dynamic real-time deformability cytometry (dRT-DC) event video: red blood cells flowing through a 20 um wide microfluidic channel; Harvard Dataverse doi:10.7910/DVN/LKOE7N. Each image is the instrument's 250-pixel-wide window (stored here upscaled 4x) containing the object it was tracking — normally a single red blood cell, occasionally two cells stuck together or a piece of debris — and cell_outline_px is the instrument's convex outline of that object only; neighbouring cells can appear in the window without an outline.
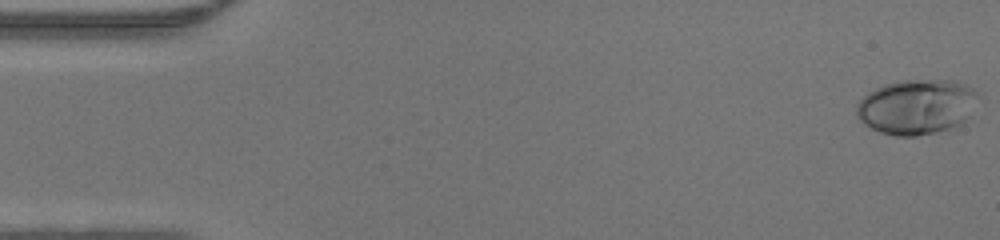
{"species": "human", "species_latin": "Homo sapiens", "temperature_condition": "warm", "stored_images_in_passage": 47, "camera_frame_rate_fps": 3000, "um_per_image_px": 0.085, "donor": {"sex": "male"}, "frame": {"image": 1, "passage_image": 1, "time_ms": 0.0, "image_size_px": [1000, 240], "cell_outline_px": [[984, 96], [972, 116], [960, 124], [936, 132], [916, 136], [896, 136], [880, 132], [864, 124], [856, 116], [856, 104], [868, 92], [884, 84], [900, 80], [952, 80], [964, 84], [980, 92]], "centroid_in_image_um": [78.0, 9.06], "position_along_channel_um": 7.0, "area_um2": 39.82}}
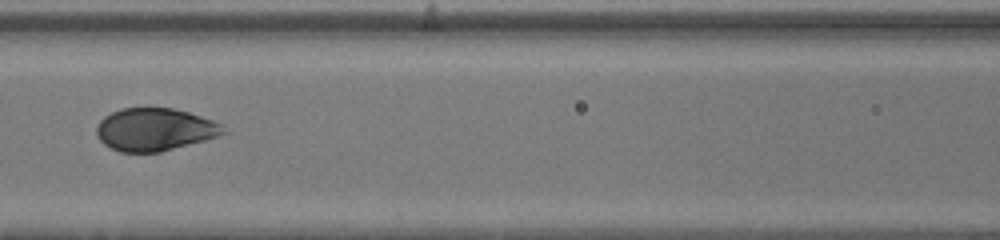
{"frame": {"image": 2, "passage_image": 21, "time_ms": 6.667, "image_size_px": [1000, 240], "cell_outline_px": [[228, 132], [220, 136], [160, 152], [120, 152], [104, 144], [96, 136], [96, 128], [100, 120], [104, 116], [120, 108], [172, 108], [188, 112], [212, 120], [220, 124]], "centroid_in_image_um": [13.14, 11.01], "position_along_channel_um": 153.5, "area_um2": 31.5}}
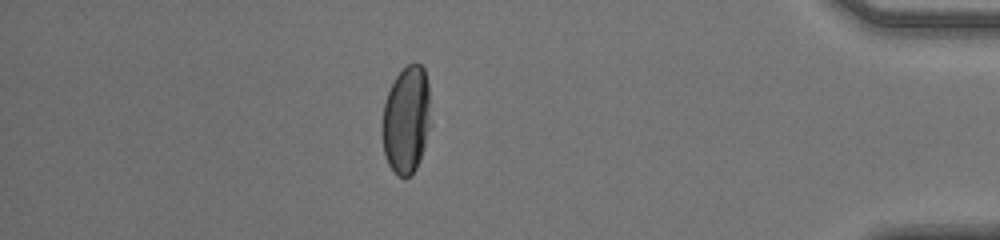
{"frame": {"image": 3, "passage_image": 41, "time_ms": 13.333, "image_size_px": [1000, 240], "cell_outline_px": [[432, 124], [424, 148], [416, 168], [408, 176], [396, 176], [388, 164], [384, 152], [384, 104], [388, 92], [396, 76], [408, 64], [420, 64], [424, 68], [428, 84]], "centroid_in_image_um": [34.59, 10.18], "position_along_channel_um": 400.6, "area_um2": 30.17}}